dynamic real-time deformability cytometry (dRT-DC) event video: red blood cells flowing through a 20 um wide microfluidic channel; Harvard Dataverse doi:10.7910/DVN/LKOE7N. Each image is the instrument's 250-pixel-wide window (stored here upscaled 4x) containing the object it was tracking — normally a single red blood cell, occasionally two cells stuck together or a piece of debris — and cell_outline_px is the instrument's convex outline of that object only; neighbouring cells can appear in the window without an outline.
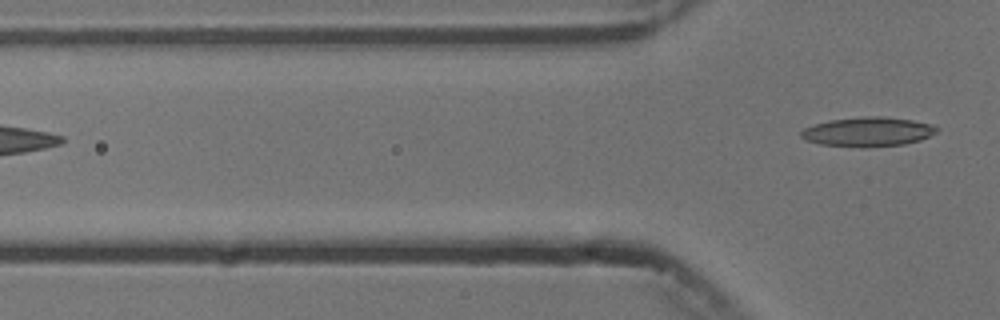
{"species": "common noctule bat (a hibernating species)", "species_latin": "Nyctalus noctula", "temperature_condition": "cold", "stored_images_in_passage": 4, "camera_frame_rate_fps": 3000, "um_per_image_px": 0.085, "animal": {"sex": "male", "body_mass_g": 13.3}, "frame": {"image": 1, "passage_image": 4, "time_ms": 4.667, "image_size_px": [1000, 320], "cell_outline_px": [[940, 128], [936, 132], [920, 140], [904, 144], [820, 144], [804, 140], [800, 136], [800, 132], [804, 128], [828, 120], [864, 116], [884, 116], [912, 120], [932, 124]], "centroid_in_image_um": [73.78, 11.14], "position_along_channel_um": 52.0, "area_um2": 22.2}}